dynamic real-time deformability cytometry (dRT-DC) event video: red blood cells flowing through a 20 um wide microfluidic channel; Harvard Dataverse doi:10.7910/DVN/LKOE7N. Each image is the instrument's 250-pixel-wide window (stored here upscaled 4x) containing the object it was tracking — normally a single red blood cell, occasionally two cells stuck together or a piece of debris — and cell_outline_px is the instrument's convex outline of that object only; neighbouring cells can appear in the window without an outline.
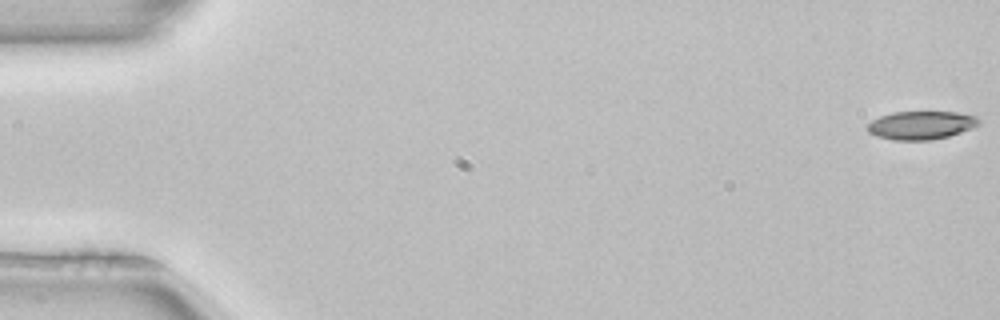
{"species": "common noctule bat (a hibernating species)", "species_latin": "Nyctalus noctula", "temperature_condition": "room temperature", "stored_images_in_passage": 46, "camera_frame_rate_fps": 3000, "um_per_image_px": 0.085, "animal": {"sex": "female", "body_mass_g": 22.7, "forearm_length_mm": 54.2}, "frame": {"image": 1, "passage_image": 1, "time_ms": 0.0, "image_size_px": [1000, 320], "cell_outline_px": [[980, 124], [972, 128], [948, 136], [932, 140], [892, 140], [876, 136], [868, 132], [864, 128], [872, 120], [880, 116], [892, 112], [956, 112], [976, 116], [980, 120]], "centroid_in_image_um": [78.26, 10.64], "position_along_channel_um": 6.7, "area_um2": 18.5}, "authors_computed_cell_mechanics": {"area_um2": 19.6809, "velocity_mm_per_s": 3.9912, "shape_relaxation_time_tau1_ms": 6.202, "shape_relaxation_time_tau2_ms": null, "deformation_change_tau1": 0.1376, "deformation_change_tau2": null}}